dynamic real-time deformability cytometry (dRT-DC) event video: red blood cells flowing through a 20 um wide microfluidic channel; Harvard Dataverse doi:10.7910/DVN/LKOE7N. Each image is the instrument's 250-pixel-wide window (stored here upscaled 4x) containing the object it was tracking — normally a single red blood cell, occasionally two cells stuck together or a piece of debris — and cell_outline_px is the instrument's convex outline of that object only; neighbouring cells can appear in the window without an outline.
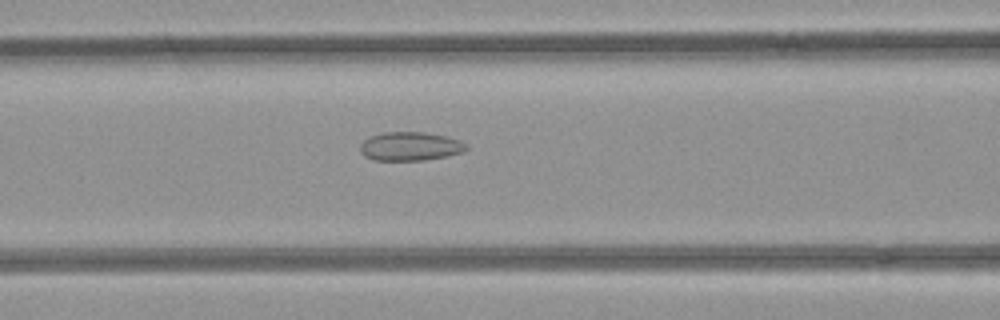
{"species": "common noctule bat (a hibernating species)", "species_latin": "Nyctalus noctula", "temperature_condition": "room temperature", "stored_images_in_passage": 43, "camera_frame_rate_fps": 3000, "um_per_image_px": 0.085, "animal": {"sex": "female", "body_mass_g": 21.9}, "frame": {"image": 1, "passage_image": 13, "time_ms": 4.0, "image_size_px": [1000, 320], "cell_outline_px": [[468, 148], [464, 152], [448, 156], [424, 160], [372, 160], [364, 156], [360, 152], [360, 144], [368, 136], [384, 132], [424, 132], [444, 136], [460, 140], [468, 144]], "centroid_in_image_um": [34.86, 12.44], "position_along_channel_um": 131.7, "area_um2": 17.98}}
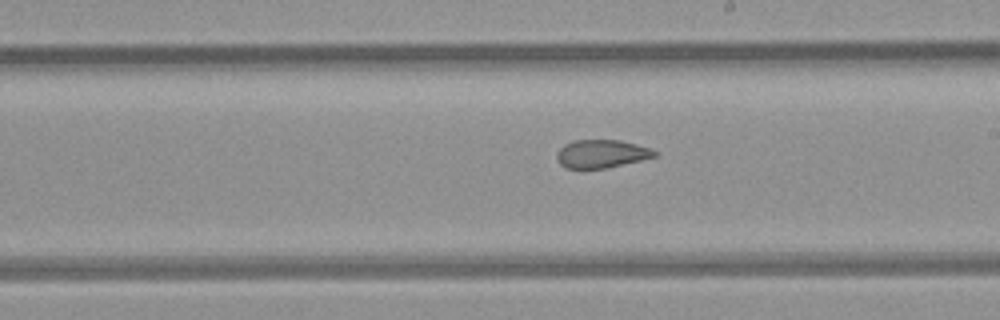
{"frame": {"image": 2, "passage_image": 21, "time_ms": 6.667, "image_size_px": [1000, 320], "cell_outline_px": [[660, 152], [656, 156], [608, 168], [564, 168], [560, 164], [556, 156], [556, 152], [564, 144], [576, 140], [620, 140], [652, 148]], "centroid_in_image_um": [51.14, 13.07], "position_along_channel_um": 237.9, "area_um2": 16.13}}
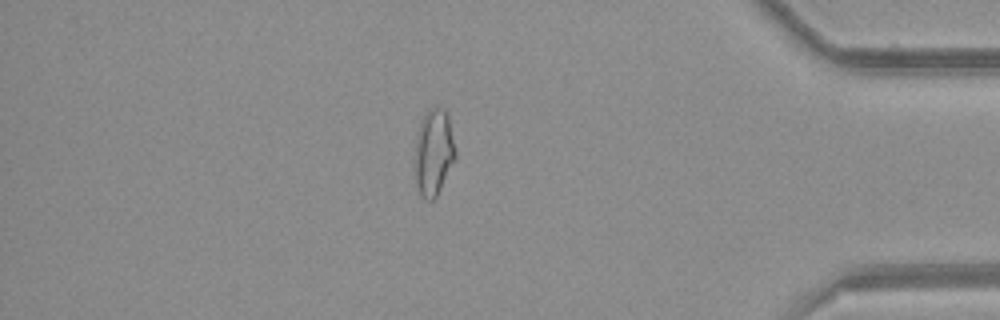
{"frame": {"image": 3, "passage_image": 36, "time_ms": 11.667, "image_size_px": [1000, 320], "cell_outline_px": [[456, 160], [436, 196], [432, 200], [424, 200], [420, 196], [412, 164], [416, 140], [420, 120], [436, 104], [444, 108], [448, 116], [456, 152]], "centroid_in_image_um": [36.84, 12.96], "position_along_channel_um": 398.4, "area_um2": 20.92}, "authors_computed_cell_mechanics": {"area_um2": 18.7272, "velocity_mm_per_s": 3.975, "shape_relaxation_time_tau1_ms": null, "shape_relaxation_time_tau2_ms": 1.7994, "deformation_change_tau1": null, "deformation_change_tau2": 0.0824}}